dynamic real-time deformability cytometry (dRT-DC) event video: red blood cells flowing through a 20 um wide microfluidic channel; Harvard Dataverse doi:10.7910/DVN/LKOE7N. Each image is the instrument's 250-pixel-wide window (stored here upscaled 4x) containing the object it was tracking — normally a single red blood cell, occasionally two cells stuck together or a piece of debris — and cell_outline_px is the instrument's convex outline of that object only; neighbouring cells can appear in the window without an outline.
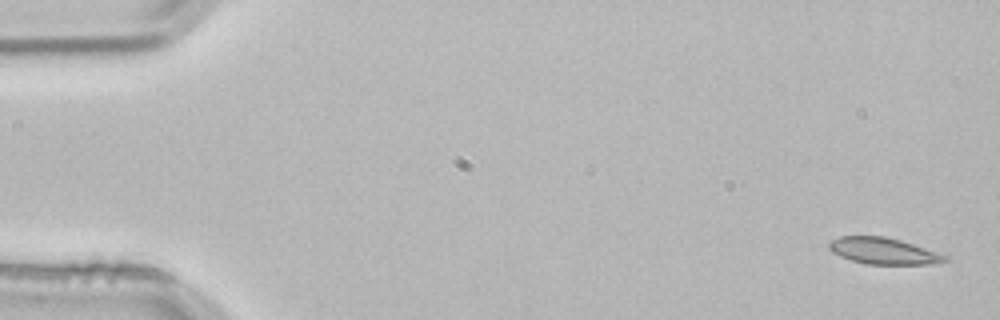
{"species": "common noctule bat (a hibernating species)", "species_latin": "Nyctalus noctula", "temperature_condition": "room temperature", "stored_images_in_passage": 3, "camera_frame_rate_fps": 3000, "um_per_image_px": 0.085, "animal": {"sex": "male", "body_mass_g": 21.5, "forearm_length_mm": 52.0}, "frame": {"image": 1, "passage_image": 1, "time_ms": 0.0, "image_size_px": [1000, 320], "cell_outline_px": [[948, 260], [932, 264], [864, 264], [840, 256], [832, 252], [828, 248], [828, 244], [832, 240], [840, 236], [884, 236], [900, 240], [948, 256]], "centroid_in_image_um": [75.05, 21.33], "position_along_channel_um": 9.9, "area_um2": 17.69}}